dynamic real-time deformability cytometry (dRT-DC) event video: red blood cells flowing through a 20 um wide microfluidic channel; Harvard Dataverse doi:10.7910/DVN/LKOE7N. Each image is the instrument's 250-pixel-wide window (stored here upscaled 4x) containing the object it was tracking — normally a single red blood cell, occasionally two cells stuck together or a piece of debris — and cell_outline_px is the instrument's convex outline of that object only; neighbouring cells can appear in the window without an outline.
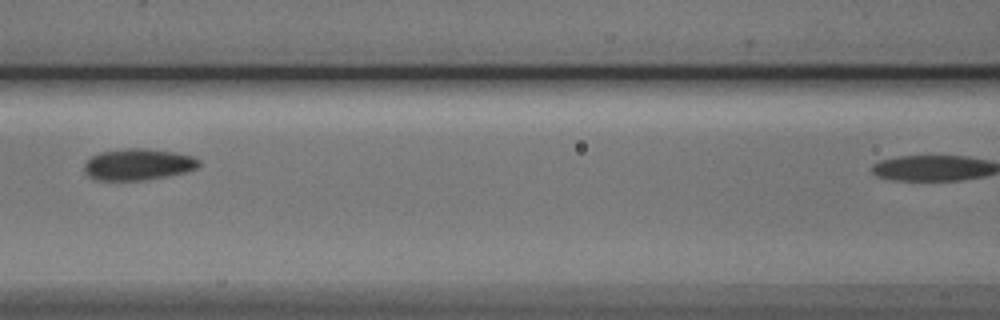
{"species": "Egyptian fruit bat (a non-hibernating species)", "species_latin": "Rousettus aegyptiacus", "temperature_condition": "cold", "stored_images_in_passage": 6, "segment_of_instrument_passage": [1, 2], "camera_frame_rate_fps": 3000, "um_per_image_px": 0.085, "animal": {"sex": "male"}, "frame": {"image": 1, "passage_image": 5, "time_ms": 5.667, "image_size_px": [1000, 320], "cell_outline_px": [[200, 164], [196, 168], [184, 172], [168, 176], [144, 180], [96, 180], [88, 176], [84, 172], [84, 164], [92, 156], [100, 152], [128, 148], [148, 148], [172, 152], [192, 156], [200, 160]], "centroid_in_image_um": [11.72, 13.98], "position_along_channel_um": 154.9, "area_um2": 20.98}}